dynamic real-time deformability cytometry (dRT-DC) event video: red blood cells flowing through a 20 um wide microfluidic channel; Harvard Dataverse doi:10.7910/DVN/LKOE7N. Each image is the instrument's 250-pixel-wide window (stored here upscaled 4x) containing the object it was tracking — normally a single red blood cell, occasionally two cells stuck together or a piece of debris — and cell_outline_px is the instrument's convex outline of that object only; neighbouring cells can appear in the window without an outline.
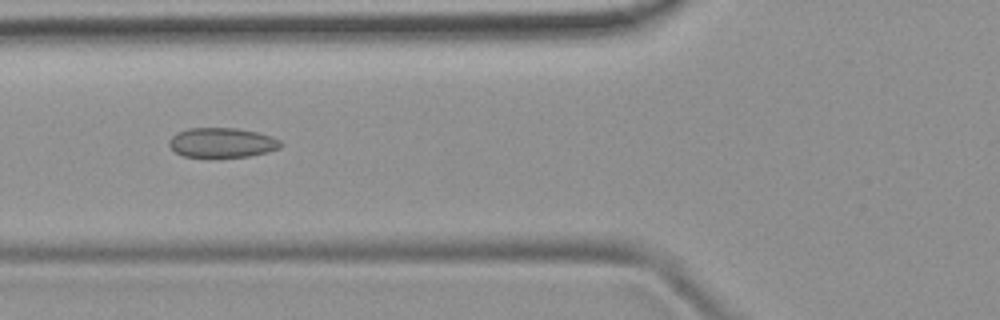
{"species": "common noctule bat (a hibernating species)", "species_latin": "Nyctalus noctula", "temperature_condition": "room temperature", "stored_images_in_passage": 51, "camera_frame_rate_fps": 3000, "um_per_image_px": 0.085, "animal": {"sex": "female", "body_mass_g": 19.9}, "frame": {"image": 1, "passage_image": 19, "time_ms": 6.0, "image_size_px": [1000, 320], "cell_outline_px": [[284, 144], [280, 148], [268, 152], [248, 156], [184, 156], [176, 152], [168, 144], [168, 140], [176, 132], [188, 128], [236, 128], [256, 132], [272, 136], [280, 140]], "centroid_in_image_um": [18.89, 12.11], "position_along_channel_um": 106.9, "area_um2": 19.19}}
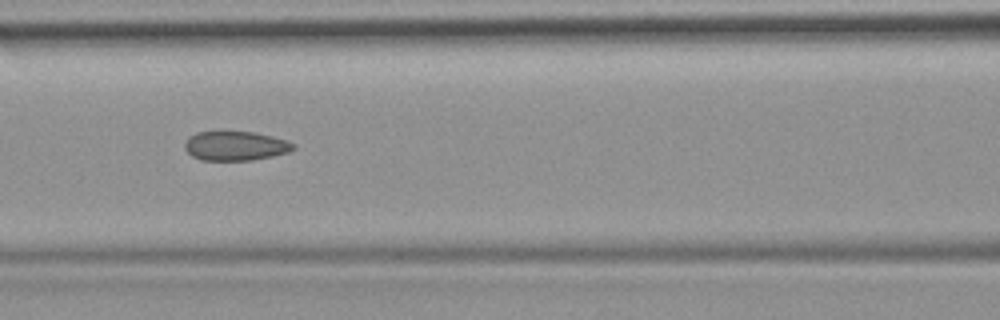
{"frame": {"image": 2, "passage_image": 22, "time_ms": 7.0, "image_size_px": [1000, 320], "cell_outline_px": [[296, 148], [288, 152], [272, 156], [252, 160], [200, 160], [192, 156], [184, 148], [184, 144], [188, 136], [196, 132], [252, 132], [272, 136], [288, 140], [296, 144]], "centroid_in_image_um": [20.02, 12.4], "position_along_channel_um": 146.6, "area_um2": 18.61}}
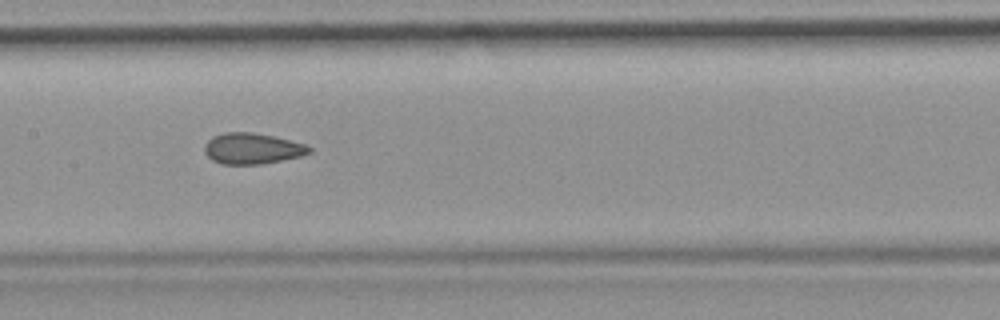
{"frame": {"image": 3, "passage_image": 25, "time_ms": 8.0, "image_size_px": [1000, 320], "cell_outline_px": [[312, 152], [300, 156], [260, 164], [220, 164], [212, 160], [204, 152], [204, 144], [212, 136], [224, 132], [252, 132], [276, 136], [304, 144], [312, 148]], "centroid_in_image_um": [21.41, 12.61], "position_along_channel_um": 186.0, "area_um2": 18.96}, "authors_computed_cell_mechanics": {"area_um2": 19.5364, "velocity_mm_per_s": 3.9458, "shape_relaxation_time_tau1_ms": null, "shape_relaxation_time_tau2_ms": 1.4509, "deformation_change_tau1": null, "deformation_change_tau2": 0.0757}}